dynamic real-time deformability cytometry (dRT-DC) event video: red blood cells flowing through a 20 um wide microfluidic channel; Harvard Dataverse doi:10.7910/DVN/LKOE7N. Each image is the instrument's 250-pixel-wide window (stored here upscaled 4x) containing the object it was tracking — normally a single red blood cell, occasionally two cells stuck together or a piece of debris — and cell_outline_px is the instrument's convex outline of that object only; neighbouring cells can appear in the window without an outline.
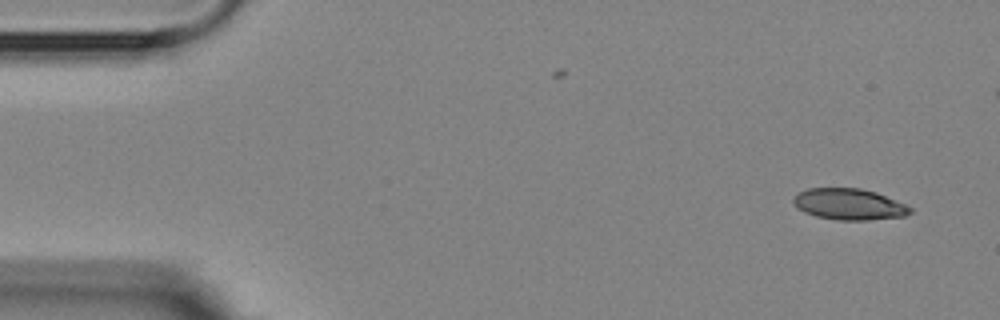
{"species": "Egyptian fruit bat (a non-hibernating species)", "species_latin": "Rousettus aegyptiacus", "temperature_condition": "room temperature", "stored_images_in_passage": 12, "camera_frame_rate_fps": 3000, "um_per_image_px": 0.085, "animal": {"sex": "female"}, "frame": {"image": 1, "passage_image": 1, "time_ms": 0.0, "image_size_px": [1000, 320], "cell_outline_px": [[912, 212], [904, 216], [868, 220], [836, 220], [816, 216], [804, 212], [796, 208], [792, 200], [800, 192], [808, 188], [860, 188], [876, 192], [904, 204], [912, 208]], "centroid_in_image_um": [72.15, 17.36], "position_along_channel_um": 12.8, "area_um2": 21.15}}
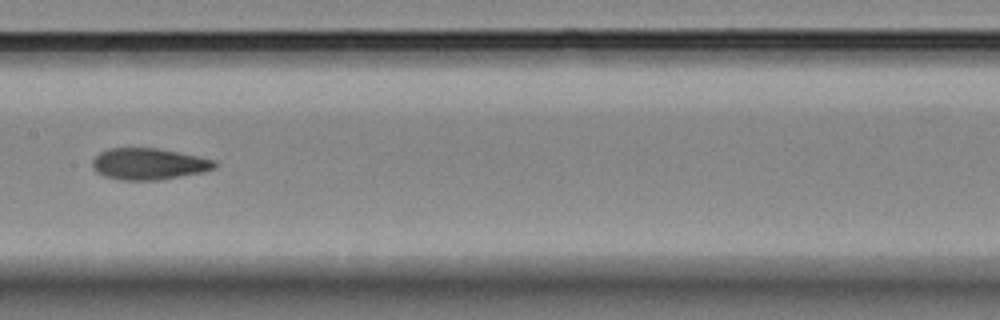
{"frame": {"image": 2, "passage_image": 7, "time_ms": 8.0, "image_size_px": [1000, 320], "cell_outline_px": [[216, 168], [204, 172], [160, 180], [120, 180], [104, 176], [96, 172], [92, 168], [92, 160], [100, 152], [108, 148], [156, 148], [216, 160]], "centroid_in_image_um": [12.62, 13.94], "position_along_channel_um": 194.8, "area_um2": 22.48}}
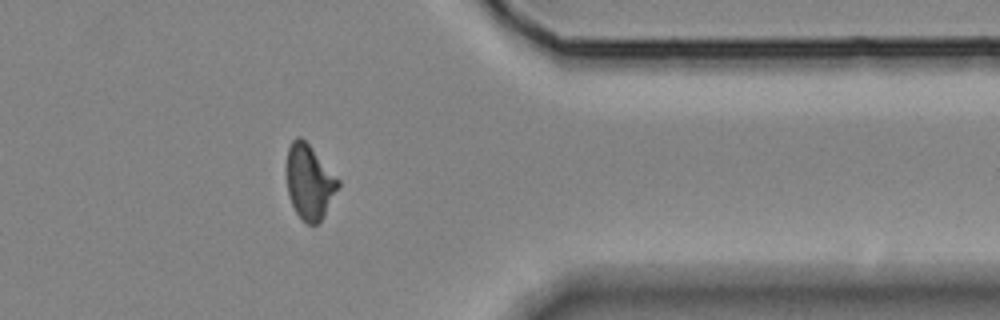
{"frame": {"image": 3, "passage_image": 12, "time_ms": 13.667, "image_size_px": [1000, 320], "cell_outline_px": [[340, 184], [320, 224], [308, 224], [300, 220], [288, 196], [284, 168], [288, 148], [292, 140], [296, 136], [300, 136], [308, 144], [340, 180]], "centroid_in_image_um": [26.25, 15.48], "position_along_channel_um": 385.1, "area_um2": 22.83}, "authors_computed_cell_mechanics": {"area_um2": 22.4842, "velocity_mm_per_s": 3.6174, "shape_relaxation_time_tau1_ms": null, "shape_relaxation_time_tau2_ms": 2.9959, "deformation_change_tau1": null, "deformation_change_tau2": 0.098}}